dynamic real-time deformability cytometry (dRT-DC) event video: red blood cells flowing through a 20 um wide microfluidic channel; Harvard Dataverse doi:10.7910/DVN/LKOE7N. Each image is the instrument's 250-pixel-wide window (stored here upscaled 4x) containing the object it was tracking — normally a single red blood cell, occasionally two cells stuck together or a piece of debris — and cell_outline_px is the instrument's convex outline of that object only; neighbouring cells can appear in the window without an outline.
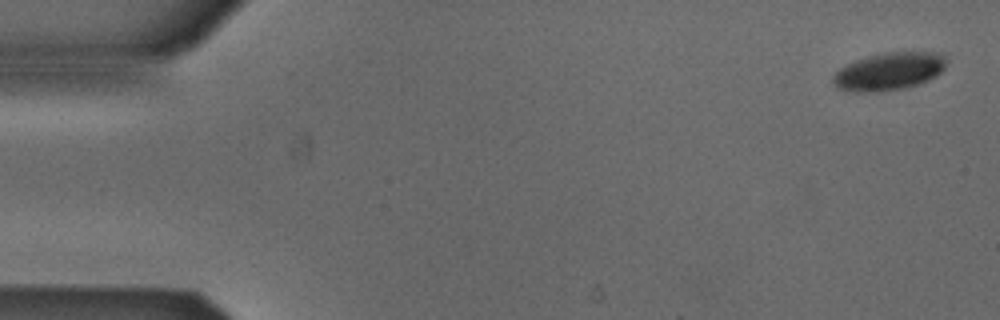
{"species": "Egyptian fruit bat (a non-hibernating species)", "species_latin": "Rousettus aegyptiacus", "temperature_condition": "cold", "stored_images_in_passage": 7, "camera_frame_rate_fps": 3000, "um_per_image_px": 0.085, "animal": {"sex": "male"}, "frame": {"image": 1, "passage_image": 1, "time_ms": 0.0, "image_size_px": [1000, 320], "cell_outline_px": [[948, 60], [944, 68], [936, 76], [920, 84], [908, 88], [876, 92], [856, 92], [836, 88], [832, 84], [832, 76], [840, 68], [856, 60], [868, 56], [884, 52], [940, 52]], "centroid_in_image_um": [75.58, 6.07], "position_along_channel_um": 9.4, "area_um2": 25.2}}
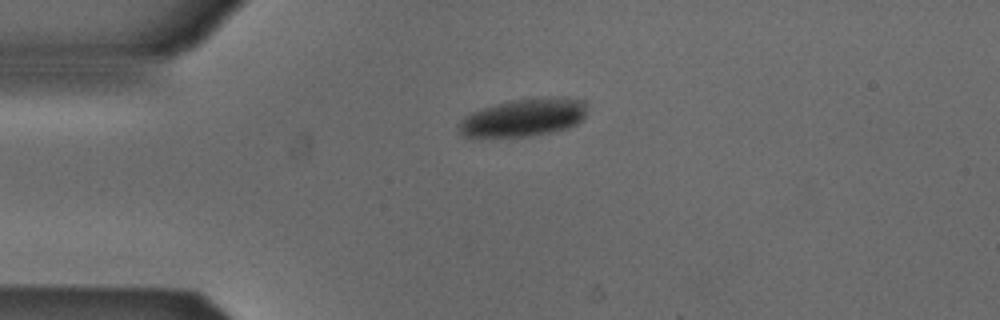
{"frame": {"image": 2, "passage_image": 4, "time_ms": 1.0, "image_size_px": [1000, 320], "cell_outline_px": [[588, 104], [584, 116], [576, 124], [568, 128], [552, 132], [528, 136], [460, 136], [460, 120], [472, 112], [496, 104], [512, 100], [544, 96], [564, 96], [584, 100]], "centroid_in_image_um": [44.59, 9.96], "position_along_channel_um": 40.4, "area_um2": 28.26}}
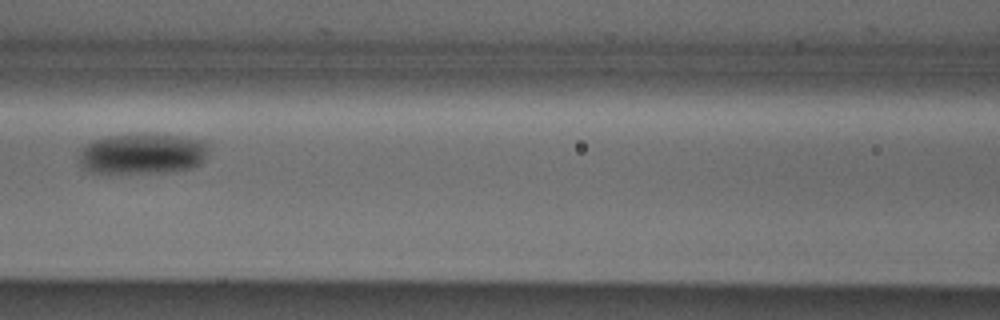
{"frame": {"image": 3, "passage_image": 7, "time_ms": 2.0, "image_size_px": [1000, 320], "cell_outline_px": [[208, 156], [200, 164], [192, 168], [172, 172], [88, 172], [80, 164], [80, 152], [88, 144], [96, 140], [108, 136], [180, 136], [208, 140]], "centroid_in_image_um": [12.21, 13.09], "position_along_channel_um": 154.4, "area_um2": 30.11}}